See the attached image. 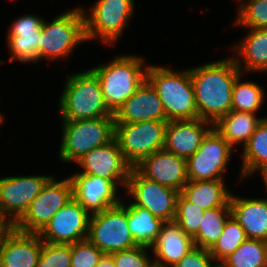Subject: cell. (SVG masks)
Masks as SVG:
<instances>
[{"label": "cell", "instance_id": "1", "mask_svg": "<svg viewBox=\"0 0 267 267\" xmlns=\"http://www.w3.org/2000/svg\"><path fill=\"white\" fill-rule=\"evenodd\" d=\"M239 59L228 58L190 70L198 116L214 124L232 110L233 84L241 75Z\"/></svg>", "mask_w": 267, "mask_h": 267}, {"label": "cell", "instance_id": "2", "mask_svg": "<svg viewBox=\"0 0 267 267\" xmlns=\"http://www.w3.org/2000/svg\"><path fill=\"white\" fill-rule=\"evenodd\" d=\"M146 80L154 87L166 115V121L199 118L190 69L173 72L148 66Z\"/></svg>", "mask_w": 267, "mask_h": 267}, {"label": "cell", "instance_id": "3", "mask_svg": "<svg viewBox=\"0 0 267 267\" xmlns=\"http://www.w3.org/2000/svg\"><path fill=\"white\" fill-rule=\"evenodd\" d=\"M143 59L136 56H119L106 65L90 69L98 78L103 99L115 114L146 80Z\"/></svg>", "mask_w": 267, "mask_h": 267}, {"label": "cell", "instance_id": "4", "mask_svg": "<svg viewBox=\"0 0 267 267\" xmlns=\"http://www.w3.org/2000/svg\"><path fill=\"white\" fill-rule=\"evenodd\" d=\"M60 97V114L63 121L114 117L104 102L97 76L87 70L68 77Z\"/></svg>", "mask_w": 267, "mask_h": 267}, {"label": "cell", "instance_id": "5", "mask_svg": "<svg viewBox=\"0 0 267 267\" xmlns=\"http://www.w3.org/2000/svg\"><path fill=\"white\" fill-rule=\"evenodd\" d=\"M114 138V117L63 121L60 158L64 162H76L92 149L108 144Z\"/></svg>", "mask_w": 267, "mask_h": 267}, {"label": "cell", "instance_id": "6", "mask_svg": "<svg viewBox=\"0 0 267 267\" xmlns=\"http://www.w3.org/2000/svg\"><path fill=\"white\" fill-rule=\"evenodd\" d=\"M85 13L77 8L57 16L51 23L43 20L38 60L64 58L80 42L86 41Z\"/></svg>", "mask_w": 267, "mask_h": 267}, {"label": "cell", "instance_id": "7", "mask_svg": "<svg viewBox=\"0 0 267 267\" xmlns=\"http://www.w3.org/2000/svg\"><path fill=\"white\" fill-rule=\"evenodd\" d=\"M128 207L123 202L91 214L87 239L104 254L138 246L128 228Z\"/></svg>", "mask_w": 267, "mask_h": 267}, {"label": "cell", "instance_id": "8", "mask_svg": "<svg viewBox=\"0 0 267 267\" xmlns=\"http://www.w3.org/2000/svg\"><path fill=\"white\" fill-rule=\"evenodd\" d=\"M167 122L115 123V139L125 160L132 167L155 151L163 149Z\"/></svg>", "mask_w": 267, "mask_h": 267}, {"label": "cell", "instance_id": "9", "mask_svg": "<svg viewBox=\"0 0 267 267\" xmlns=\"http://www.w3.org/2000/svg\"><path fill=\"white\" fill-rule=\"evenodd\" d=\"M72 198L71 179L56 181L52 176L13 227L25 233H39L56 212Z\"/></svg>", "mask_w": 267, "mask_h": 267}, {"label": "cell", "instance_id": "10", "mask_svg": "<svg viewBox=\"0 0 267 267\" xmlns=\"http://www.w3.org/2000/svg\"><path fill=\"white\" fill-rule=\"evenodd\" d=\"M232 147L223 136L212 128L200 147L186 160L188 181L223 180Z\"/></svg>", "mask_w": 267, "mask_h": 267}, {"label": "cell", "instance_id": "11", "mask_svg": "<svg viewBox=\"0 0 267 267\" xmlns=\"http://www.w3.org/2000/svg\"><path fill=\"white\" fill-rule=\"evenodd\" d=\"M125 188L136 201L131 205L149 210L163 222L174 221L179 191L142 176L134 167Z\"/></svg>", "mask_w": 267, "mask_h": 267}, {"label": "cell", "instance_id": "12", "mask_svg": "<svg viewBox=\"0 0 267 267\" xmlns=\"http://www.w3.org/2000/svg\"><path fill=\"white\" fill-rule=\"evenodd\" d=\"M133 3V0H98L91 8L90 17H84L87 41L96 37L104 43L117 40L133 15Z\"/></svg>", "mask_w": 267, "mask_h": 267}, {"label": "cell", "instance_id": "13", "mask_svg": "<svg viewBox=\"0 0 267 267\" xmlns=\"http://www.w3.org/2000/svg\"><path fill=\"white\" fill-rule=\"evenodd\" d=\"M90 213L72 198L38 233L43 242L71 245L87 239ZM44 239V240H43Z\"/></svg>", "mask_w": 267, "mask_h": 267}, {"label": "cell", "instance_id": "14", "mask_svg": "<svg viewBox=\"0 0 267 267\" xmlns=\"http://www.w3.org/2000/svg\"><path fill=\"white\" fill-rule=\"evenodd\" d=\"M52 176H14L0 178V211L13 217L9 222L14 225L26 212L32 200L40 193Z\"/></svg>", "mask_w": 267, "mask_h": 267}, {"label": "cell", "instance_id": "15", "mask_svg": "<svg viewBox=\"0 0 267 267\" xmlns=\"http://www.w3.org/2000/svg\"><path fill=\"white\" fill-rule=\"evenodd\" d=\"M70 179L73 185V198L81 203L90 215L119 205L121 201L116 197V185L119 183L126 186L127 183L81 173L71 176Z\"/></svg>", "mask_w": 267, "mask_h": 267}, {"label": "cell", "instance_id": "16", "mask_svg": "<svg viewBox=\"0 0 267 267\" xmlns=\"http://www.w3.org/2000/svg\"><path fill=\"white\" fill-rule=\"evenodd\" d=\"M76 162L84 168L81 174L95 175L109 181H127L132 169L115 138L92 149Z\"/></svg>", "mask_w": 267, "mask_h": 267}, {"label": "cell", "instance_id": "17", "mask_svg": "<svg viewBox=\"0 0 267 267\" xmlns=\"http://www.w3.org/2000/svg\"><path fill=\"white\" fill-rule=\"evenodd\" d=\"M134 168L142 176L179 192L188 182L186 159L164 149L145 157Z\"/></svg>", "mask_w": 267, "mask_h": 267}, {"label": "cell", "instance_id": "18", "mask_svg": "<svg viewBox=\"0 0 267 267\" xmlns=\"http://www.w3.org/2000/svg\"><path fill=\"white\" fill-rule=\"evenodd\" d=\"M43 241L13 226L0 236V267H37Z\"/></svg>", "mask_w": 267, "mask_h": 267}, {"label": "cell", "instance_id": "19", "mask_svg": "<svg viewBox=\"0 0 267 267\" xmlns=\"http://www.w3.org/2000/svg\"><path fill=\"white\" fill-rule=\"evenodd\" d=\"M210 123L201 118L168 121L163 149L187 160L200 147L210 128H213L205 126Z\"/></svg>", "mask_w": 267, "mask_h": 267}, {"label": "cell", "instance_id": "20", "mask_svg": "<svg viewBox=\"0 0 267 267\" xmlns=\"http://www.w3.org/2000/svg\"><path fill=\"white\" fill-rule=\"evenodd\" d=\"M115 123L166 121L162 102L154 87L145 80L114 114Z\"/></svg>", "mask_w": 267, "mask_h": 267}, {"label": "cell", "instance_id": "21", "mask_svg": "<svg viewBox=\"0 0 267 267\" xmlns=\"http://www.w3.org/2000/svg\"><path fill=\"white\" fill-rule=\"evenodd\" d=\"M42 23L43 19L31 14L15 20L10 27L7 41L12 53L11 61L17 58L24 63L38 62Z\"/></svg>", "mask_w": 267, "mask_h": 267}, {"label": "cell", "instance_id": "22", "mask_svg": "<svg viewBox=\"0 0 267 267\" xmlns=\"http://www.w3.org/2000/svg\"><path fill=\"white\" fill-rule=\"evenodd\" d=\"M151 247L156 256V259H153L155 267H173L195 247V244L193 238L172 221L163 223Z\"/></svg>", "mask_w": 267, "mask_h": 267}, {"label": "cell", "instance_id": "23", "mask_svg": "<svg viewBox=\"0 0 267 267\" xmlns=\"http://www.w3.org/2000/svg\"><path fill=\"white\" fill-rule=\"evenodd\" d=\"M229 205L231 215L248 239L267 242V199H244L231 194Z\"/></svg>", "mask_w": 267, "mask_h": 267}, {"label": "cell", "instance_id": "24", "mask_svg": "<svg viewBox=\"0 0 267 267\" xmlns=\"http://www.w3.org/2000/svg\"><path fill=\"white\" fill-rule=\"evenodd\" d=\"M180 194L203 210L230 206L231 193L225 187L223 180L188 181Z\"/></svg>", "mask_w": 267, "mask_h": 267}, {"label": "cell", "instance_id": "25", "mask_svg": "<svg viewBox=\"0 0 267 267\" xmlns=\"http://www.w3.org/2000/svg\"><path fill=\"white\" fill-rule=\"evenodd\" d=\"M263 118L249 112L231 110L228 114L220 117L213 125L223 138L233 148L234 144L244 141L247 144L258 124Z\"/></svg>", "mask_w": 267, "mask_h": 267}, {"label": "cell", "instance_id": "26", "mask_svg": "<svg viewBox=\"0 0 267 267\" xmlns=\"http://www.w3.org/2000/svg\"><path fill=\"white\" fill-rule=\"evenodd\" d=\"M163 221L142 207L128 205V228L138 245L150 247L155 243Z\"/></svg>", "mask_w": 267, "mask_h": 267}, {"label": "cell", "instance_id": "27", "mask_svg": "<svg viewBox=\"0 0 267 267\" xmlns=\"http://www.w3.org/2000/svg\"><path fill=\"white\" fill-rule=\"evenodd\" d=\"M241 178L255 171L267 169V117L258 124L253 135L244 146Z\"/></svg>", "mask_w": 267, "mask_h": 267}, {"label": "cell", "instance_id": "28", "mask_svg": "<svg viewBox=\"0 0 267 267\" xmlns=\"http://www.w3.org/2000/svg\"><path fill=\"white\" fill-rule=\"evenodd\" d=\"M248 36L234 47L241 53L247 71L267 70V28L250 29Z\"/></svg>", "mask_w": 267, "mask_h": 267}, {"label": "cell", "instance_id": "29", "mask_svg": "<svg viewBox=\"0 0 267 267\" xmlns=\"http://www.w3.org/2000/svg\"><path fill=\"white\" fill-rule=\"evenodd\" d=\"M230 215V206H221L205 210L199 231L193 237L195 246L210 249L220 238L227 221L226 218Z\"/></svg>", "mask_w": 267, "mask_h": 267}, {"label": "cell", "instance_id": "30", "mask_svg": "<svg viewBox=\"0 0 267 267\" xmlns=\"http://www.w3.org/2000/svg\"><path fill=\"white\" fill-rule=\"evenodd\" d=\"M222 262L226 267H267V242L247 238Z\"/></svg>", "mask_w": 267, "mask_h": 267}, {"label": "cell", "instance_id": "31", "mask_svg": "<svg viewBox=\"0 0 267 267\" xmlns=\"http://www.w3.org/2000/svg\"><path fill=\"white\" fill-rule=\"evenodd\" d=\"M247 236L242 226L232 215L227 218L220 238L209 249L214 260L222 262L231 255L245 240Z\"/></svg>", "mask_w": 267, "mask_h": 267}, {"label": "cell", "instance_id": "32", "mask_svg": "<svg viewBox=\"0 0 267 267\" xmlns=\"http://www.w3.org/2000/svg\"><path fill=\"white\" fill-rule=\"evenodd\" d=\"M240 75L233 84L232 110L239 112H255L264 100L263 89L253 82H240Z\"/></svg>", "mask_w": 267, "mask_h": 267}, {"label": "cell", "instance_id": "33", "mask_svg": "<svg viewBox=\"0 0 267 267\" xmlns=\"http://www.w3.org/2000/svg\"><path fill=\"white\" fill-rule=\"evenodd\" d=\"M203 209L190 203L181 194L177 197L174 222L192 238L198 233L204 214Z\"/></svg>", "mask_w": 267, "mask_h": 267}, {"label": "cell", "instance_id": "34", "mask_svg": "<svg viewBox=\"0 0 267 267\" xmlns=\"http://www.w3.org/2000/svg\"><path fill=\"white\" fill-rule=\"evenodd\" d=\"M239 6L236 25L250 29L267 28V0H249Z\"/></svg>", "mask_w": 267, "mask_h": 267}, {"label": "cell", "instance_id": "35", "mask_svg": "<svg viewBox=\"0 0 267 267\" xmlns=\"http://www.w3.org/2000/svg\"><path fill=\"white\" fill-rule=\"evenodd\" d=\"M37 267H71V245L43 242Z\"/></svg>", "mask_w": 267, "mask_h": 267}, {"label": "cell", "instance_id": "36", "mask_svg": "<svg viewBox=\"0 0 267 267\" xmlns=\"http://www.w3.org/2000/svg\"><path fill=\"white\" fill-rule=\"evenodd\" d=\"M104 253L88 239L71 244V267H96Z\"/></svg>", "mask_w": 267, "mask_h": 267}, {"label": "cell", "instance_id": "37", "mask_svg": "<svg viewBox=\"0 0 267 267\" xmlns=\"http://www.w3.org/2000/svg\"><path fill=\"white\" fill-rule=\"evenodd\" d=\"M147 248L150 247L138 245L110 255L116 267H155L154 261H151L146 254Z\"/></svg>", "mask_w": 267, "mask_h": 267}, {"label": "cell", "instance_id": "38", "mask_svg": "<svg viewBox=\"0 0 267 267\" xmlns=\"http://www.w3.org/2000/svg\"><path fill=\"white\" fill-rule=\"evenodd\" d=\"M212 260L209 249L195 246L173 267H211Z\"/></svg>", "mask_w": 267, "mask_h": 267}, {"label": "cell", "instance_id": "39", "mask_svg": "<svg viewBox=\"0 0 267 267\" xmlns=\"http://www.w3.org/2000/svg\"><path fill=\"white\" fill-rule=\"evenodd\" d=\"M96 267H116L111 255L104 254Z\"/></svg>", "mask_w": 267, "mask_h": 267}, {"label": "cell", "instance_id": "40", "mask_svg": "<svg viewBox=\"0 0 267 267\" xmlns=\"http://www.w3.org/2000/svg\"><path fill=\"white\" fill-rule=\"evenodd\" d=\"M13 225L7 220L0 211V236L6 233Z\"/></svg>", "mask_w": 267, "mask_h": 267}, {"label": "cell", "instance_id": "41", "mask_svg": "<svg viewBox=\"0 0 267 267\" xmlns=\"http://www.w3.org/2000/svg\"><path fill=\"white\" fill-rule=\"evenodd\" d=\"M261 174L263 176V179H264V182H265V185H266V188H267V169L261 171Z\"/></svg>", "mask_w": 267, "mask_h": 267}, {"label": "cell", "instance_id": "42", "mask_svg": "<svg viewBox=\"0 0 267 267\" xmlns=\"http://www.w3.org/2000/svg\"><path fill=\"white\" fill-rule=\"evenodd\" d=\"M211 267H226V266L223 264V262H221V263L214 265V266L211 265Z\"/></svg>", "mask_w": 267, "mask_h": 267}, {"label": "cell", "instance_id": "43", "mask_svg": "<svg viewBox=\"0 0 267 267\" xmlns=\"http://www.w3.org/2000/svg\"><path fill=\"white\" fill-rule=\"evenodd\" d=\"M3 122V117L0 114V123Z\"/></svg>", "mask_w": 267, "mask_h": 267}]
</instances>
